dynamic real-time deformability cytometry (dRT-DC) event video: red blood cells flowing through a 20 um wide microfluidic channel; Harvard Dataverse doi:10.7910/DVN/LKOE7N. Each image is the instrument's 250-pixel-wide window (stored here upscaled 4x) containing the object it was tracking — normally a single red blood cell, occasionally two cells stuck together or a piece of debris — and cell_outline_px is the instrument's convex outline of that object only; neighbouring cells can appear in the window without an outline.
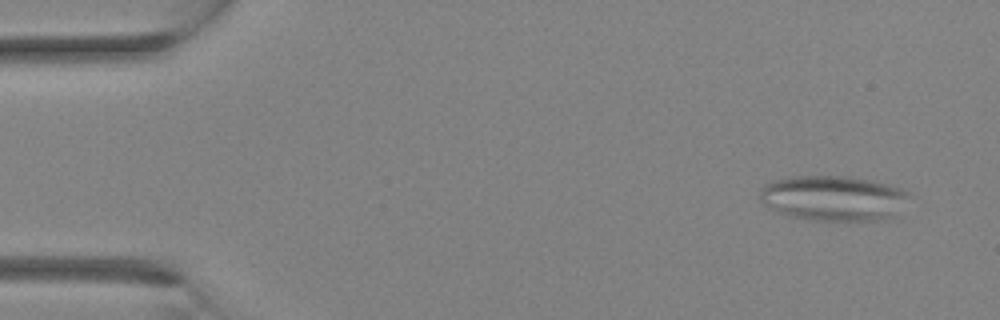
{"species": "Egyptian fruit bat (a non-hibernating species)", "species_latin": "Rousettus aegyptiacus", "temperature_condition": "room temperature", "stored_images_in_passage": 32, "camera_frame_rate_fps": 3000, "um_per_image_px": 0.085, "animal": {"sex": "female"}, "frame": {"image": 1, "passage_image": 2, "time_ms": 0.333, "image_size_px": [1000, 320], "cell_outline_px": [[908, 196], [896, 216], [876, 220], [816, 220], [792, 216], [764, 204], [760, 200], [760, 188], [764, 184], [772, 180], [792, 176], [848, 176], [872, 180], [900, 188], [908, 192]], "centroid_in_image_um": [70.83, 16.82], "position_along_channel_um": 14.2, "area_um2": 38.96}}
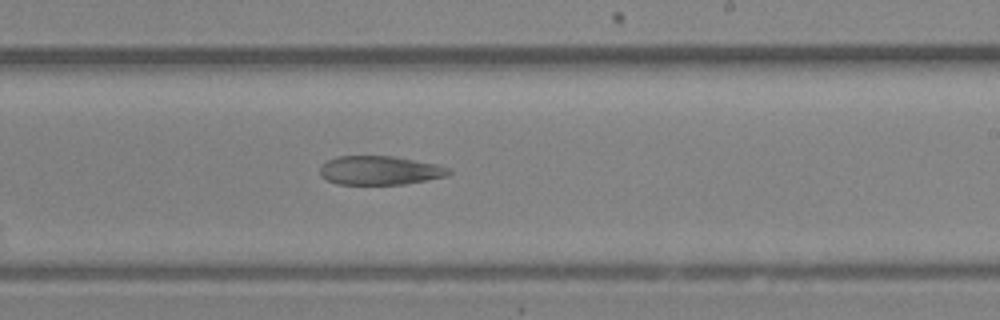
{"frame": {"image": 2, "passage_image": 19, "time_ms": 6.0, "image_size_px": [1000, 320], "cell_outline_px": [[452, 172], [448, 176], [428, 180], [404, 184], [340, 184], [328, 180], [320, 176], [320, 164], [328, 160], [340, 156], [392, 156], [436, 164], [452, 168]], "centroid_in_image_um": [32.31, 14.48], "position_along_channel_um": 256.7, "area_um2": 21.73}}
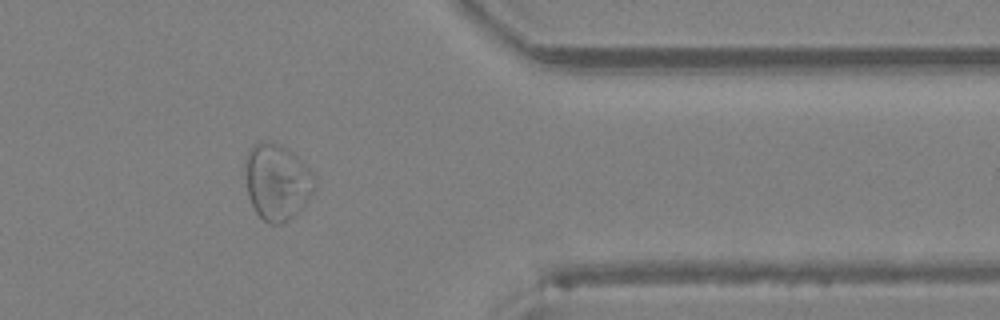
{"frame": {"image": 3, "passage_image": 26, "time_ms": 8.333, "image_size_px": [1000, 320], "cell_outline_px": [[316, 188], [300, 208], [288, 220], [280, 224], [268, 224], [256, 212], [248, 196], [244, 164], [248, 148], [260, 140], [272, 140], [288, 148], [316, 176]], "centroid_in_image_um": [23.52, 15.41], "position_along_channel_um": 387.9, "area_um2": 31.04}}